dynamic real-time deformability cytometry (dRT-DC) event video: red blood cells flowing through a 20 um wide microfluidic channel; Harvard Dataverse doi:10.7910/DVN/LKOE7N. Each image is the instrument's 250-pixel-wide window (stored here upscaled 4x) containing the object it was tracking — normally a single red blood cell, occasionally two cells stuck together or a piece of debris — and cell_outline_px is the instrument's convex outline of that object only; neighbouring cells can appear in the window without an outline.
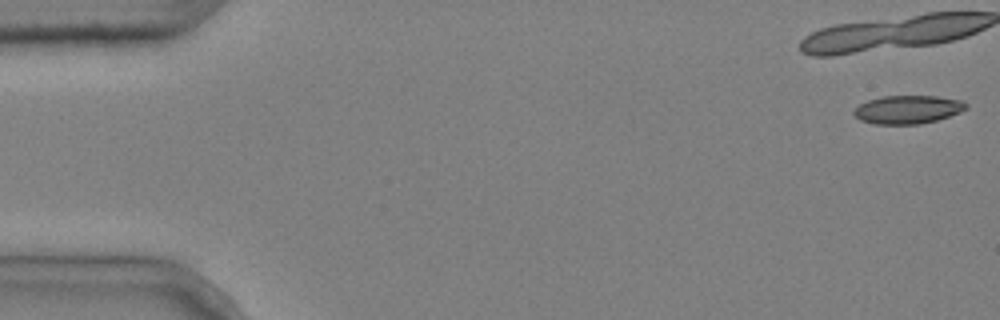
{"species": "common noctule bat (a hibernating species)", "species_latin": "Nyctalus noctula", "temperature_condition": "cold", "stored_images_in_passage": 13, "camera_frame_rate_fps": 3000, "um_per_image_px": 0.085, "animal": {"sex": "male", "body_mass_g": 20.4}, "frame": {"image": 1, "passage_image": 1, "time_ms": 0.0, "image_size_px": [1000, 320], "cell_outline_px": [[968, 108], [960, 112], [936, 120], [920, 124], [872, 124], [860, 120], [852, 112], [860, 104], [868, 100], [884, 96], [936, 96], [964, 100], [968, 104]], "centroid_in_image_um": [77.18, 9.31], "position_along_channel_um": 7.8, "area_um2": 18.55}}
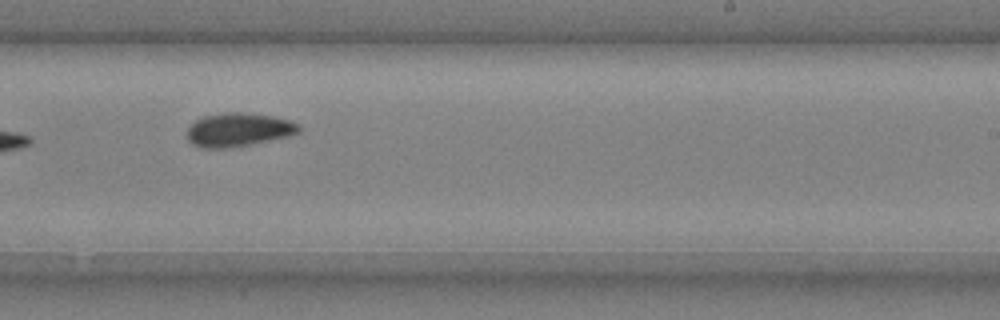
{"frame": {"image": 2, "passage_image": 10, "time_ms": 3.0, "image_size_px": [1000, 320], "cell_outline_px": [[300, 132], [288, 136], [252, 144], [228, 148], [200, 148], [192, 144], [188, 140], [188, 128], [196, 120], [204, 116], [228, 112], [240, 112], [272, 116], [288, 120], [300, 124]], "centroid_in_image_um": [20.27, 11.04], "position_along_channel_um": 268.7, "area_um2": 21.79}}
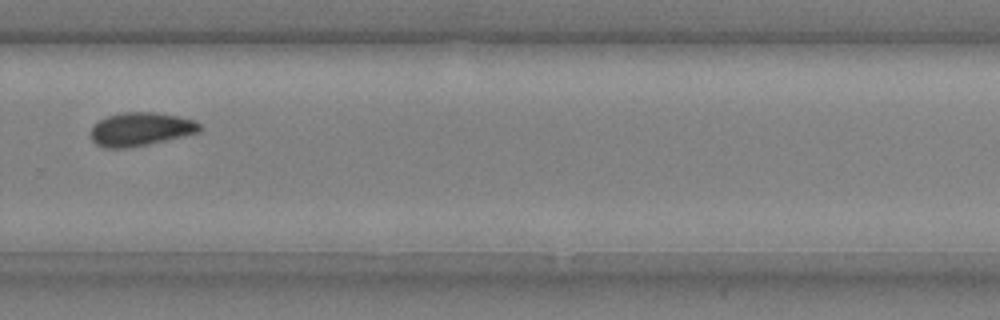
{"frame": {"image": 3, "passage_image": 11, "time_ms": 3.333, "image_size_px": [1000, 320], "cell_outline_px": [[204, 128], [200, 132], [148, 144], [124, 148], [104, 148], [96, 144], [92, 140], [92, 128], [100, 120], [108, 116], [124, 112], [152, 112], [176, 116], [196, 120]], "centroid_in_image_um": [11.99, 10.98], "position_along_channel_um": 317.8, "area_um2": 21.04}}